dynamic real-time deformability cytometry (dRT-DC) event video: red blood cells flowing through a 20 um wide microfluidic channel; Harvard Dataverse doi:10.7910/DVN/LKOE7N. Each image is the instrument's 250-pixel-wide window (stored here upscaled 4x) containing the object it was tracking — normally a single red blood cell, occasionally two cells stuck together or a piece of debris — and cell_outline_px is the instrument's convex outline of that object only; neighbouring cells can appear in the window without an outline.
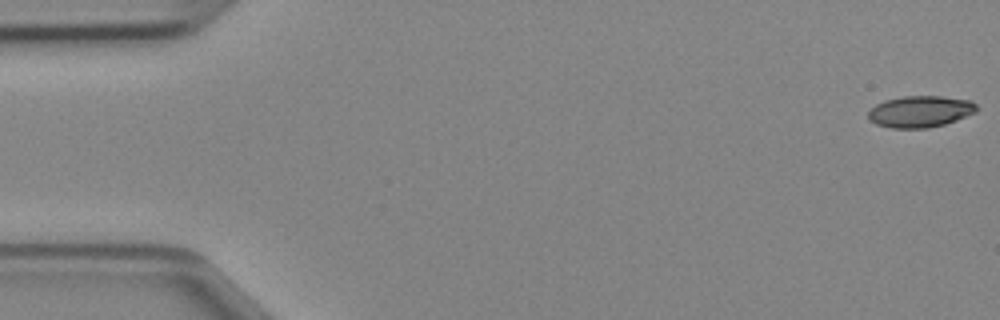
{"species": "Egyptian fruit bat (a non-hibernating species)", "species_latin": "Rousettus aegyptiacus", "temperature_condition": "cold", "stored_images_in_passage": 47, "camera_frame_rate_fps": 3000, "um_per_image_px": 0.085, "animal": {"sex": "female"}, "frame": {"image": 1, "passage_image": 1, "time_ms": 0.0, "image_size_px": [1000, 320], "cell_outline_px": [[976, 112], [956, 120], [944, 124], [928, 128], [892, 128], [876, 124], [868, 120], [868, 112], [876, 104], [884, 100], [904, 96], [940, 96], [972, 100], [976, 104]], "centroid_in_image_um": [78.21, 9.48], "position_along_channel_um": 6.8, "area_um2": 19.94}}
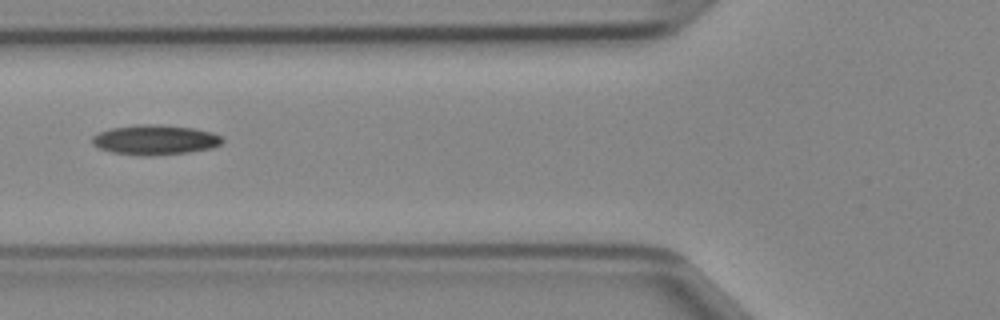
{"frame": {"image": 2, "passage_image": 18, "time_ms": 5.667, "image_size_px": [1000, 320], "cell_outline_px": [[224, 140], [220, 144], [212, 148], [188, 152], [152, 156], [140, 156], [112, 152], [100, 148], [92, 144], [92, 136], [100, 132], [112, 128], [136, 124], [160, 124], [192, 128], [212, 132], [220, 136]], "centroid_in_image_um": [13.17, 11.89], "position_along_channel_um": 112.6, "area_um2": 22.72}}
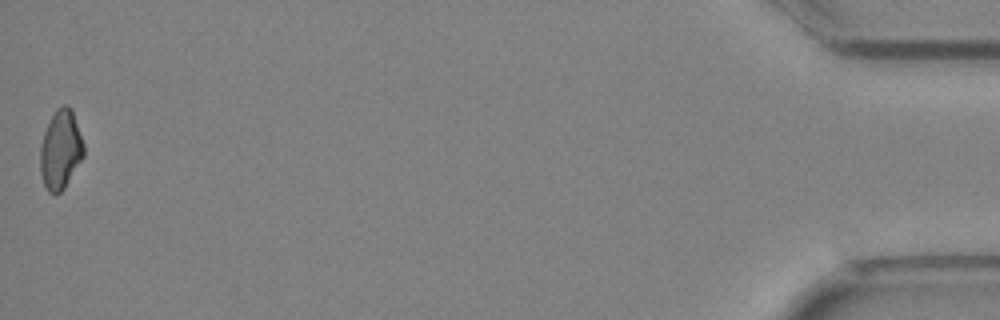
{"frame": {"image": 3, "passage_image": 47, "time_ms": 15.333, "image_size_px": [1000, 320], "cell_outline_px": [[84, 156], [64, 188], [56, 196], [52, 196], [48, 192], [44, 184], [40, 172], [40, 148], [44, 132], [56, 108], [64, 104], [68, 104], [72, 108], [84, 144]], "centroid_in_image_um": [5.15, 12.73], "position_along_channel_um": 430.0, "area_um2": 20.23}}